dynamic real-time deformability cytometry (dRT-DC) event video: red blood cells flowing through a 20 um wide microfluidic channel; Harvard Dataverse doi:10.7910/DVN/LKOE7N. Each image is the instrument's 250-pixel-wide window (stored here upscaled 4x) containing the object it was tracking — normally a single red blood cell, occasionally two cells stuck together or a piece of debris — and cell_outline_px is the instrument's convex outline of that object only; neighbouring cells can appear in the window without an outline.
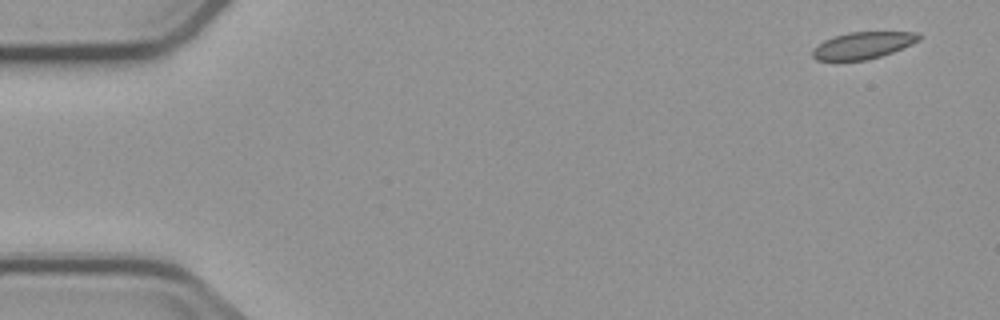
{"species": "common noctule bat (a hibernating species)", "species_latin": "Nyctalus noctula", "temperature_condition": "cold", "stored_images_in_passage": 5, "camera_frame_rate_fps": 3000, "um_per_image_px": 0.085, "animal": {"sex": "male", "body_mass_g": 23.1, "forearm_length_mm": 52.7}, "frame": {"image": 1, "passage_image": 1, "time_ms": 0.0, "image_size_px": [1000, 320], "cell_outline_px": [[924, 36], [920, 40], [912, 44], [892, 52], [868, 60], [816, 60], [812, 56], [812, 48], [824, 40], [848, 32], [916, 32]], "centroid_in_image_um": [73.36, 3.85], "position_along_channel_um": 11.6, "area_um2": 16.65}}
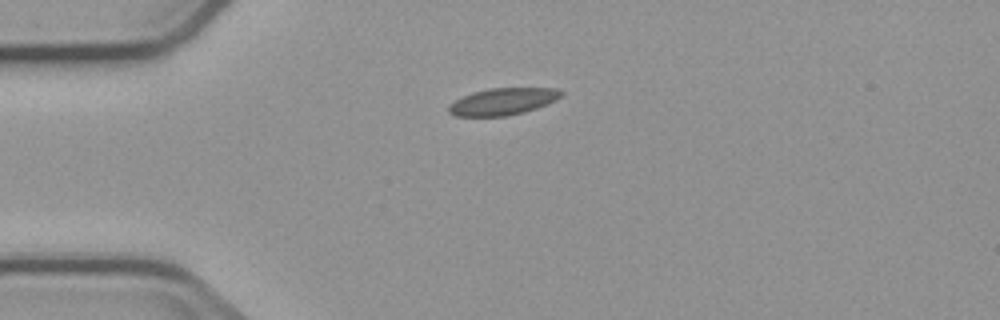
{"frame": {"image": 2, "passage_image": 4, "time_ms": 3.667, "image_size_px": [1000, 320], "cell_outline_px": [[564, 92], [556, 100], [548, 104], [524, 112], [504, 116], [456, 116], [448, 112], [448, 104], [472, 92], [488, 88], [556, 88]], "centroid_in_image_um": [42.73, 8.62], "position_along_channel_um": 42.3, "area_um2": 17.63}}